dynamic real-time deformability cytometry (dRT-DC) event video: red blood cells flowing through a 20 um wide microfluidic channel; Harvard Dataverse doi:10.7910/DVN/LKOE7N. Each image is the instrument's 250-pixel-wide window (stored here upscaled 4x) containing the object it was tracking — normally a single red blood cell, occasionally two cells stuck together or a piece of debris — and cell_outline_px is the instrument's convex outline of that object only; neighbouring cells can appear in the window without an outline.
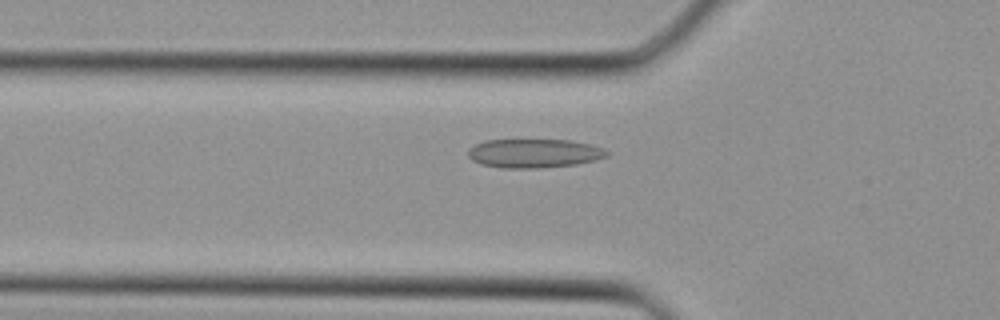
{"species": "Egyptian fruit bat (a non-hibernating species)", "species_latin": "Rousettus aegyptiacus", "temperature_condition": "cold", "stored_images_in_passage": 31, "camera_frame_rate_fps": 3000, "um_per_image_px": 0.085, "animal": {"sex": "female"}, "frame": {"image": 1, "passage_image": 8, "time_ms": 2.333, "image_size_px": [1000, 320], "cell_outline_px": [[608, 156], [596, 160], [576, 164], [540, 168], [500, 168], [480, 164], [472, 160], [468, 156], [468, 148], [484, 140], [568, 140], [588, 144], [604, 148], [608, 152]], "centroid_in_image_um": [45.37, 13.04], "position_along_channel_um": 80.4, "area_um2": 23.41}}
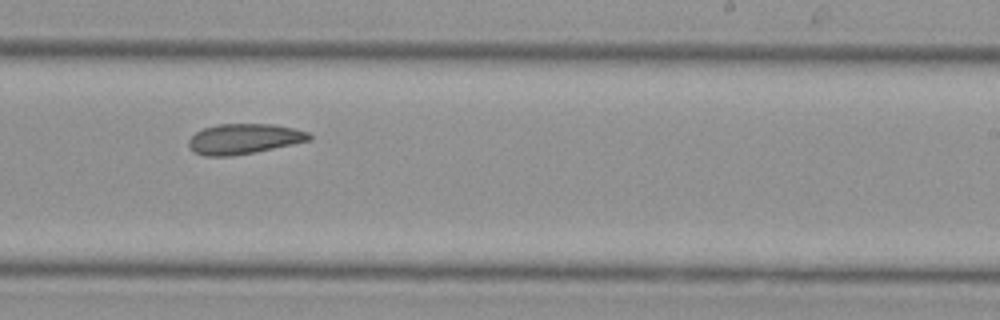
{"frame": {"image": 2, "passage_image": 18, "time_ms": 5.667, "image_size_px": [1000, 320], "cell_outline_px": [[312, 140], [256, 152], [232, 156], [204, 156], [192, 152], [188, 144], [188, 140], [196, 132], [204, 128], [216, 124], [272, 124], [292, 128], [308, 132], [312, 136]], "centroid_in_image_um": [20.72, 11.81], "position_along_channel_um": 268.3, "area_um2": 21.39}}
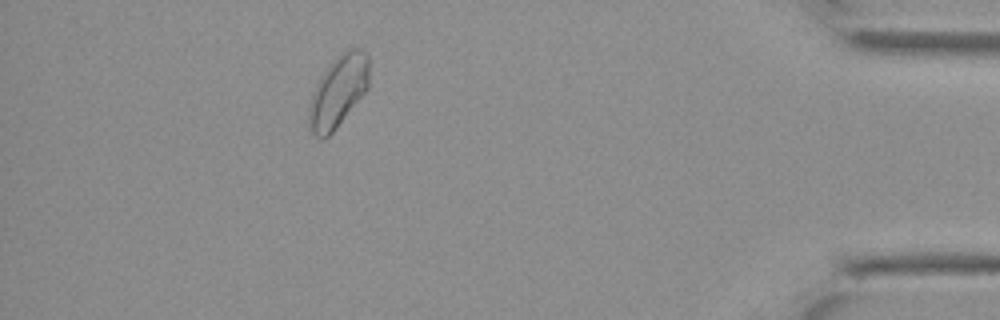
{"frame": {"image": 3, "passage_image": 28, "time_ms": 9.0, "image_size_px": [1000, 320], "cell_outline_px": [[368, 88], [336, 128], [328, 136], [320, 140], [308, 132], [308, 108], [312, 92], [316, 84], [328, 64], [336, 56], [352, 48], [360, 48], [368, 52]], "centroid_in_image_um": [28.7, 7.79], "position_along_channel_um": 406.5, "area_um2": 25.37}}